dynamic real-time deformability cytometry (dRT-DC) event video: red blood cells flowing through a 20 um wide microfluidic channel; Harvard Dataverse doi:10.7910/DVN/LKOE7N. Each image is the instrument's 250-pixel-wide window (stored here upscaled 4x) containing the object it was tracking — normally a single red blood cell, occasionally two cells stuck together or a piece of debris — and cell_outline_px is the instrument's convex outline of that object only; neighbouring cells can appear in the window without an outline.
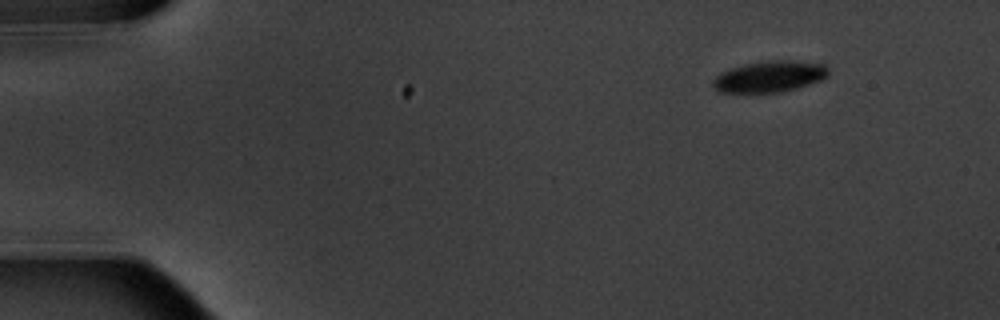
{"species": "common noctule bat (a hibernating species)", "species_latin": "Nyctalus noctula", "temperature_condition": "warm", "stored_images_in_passage": 4, "camera_frame_rate_fps": 3000, "um_per_image_px": 0.085, "animal": {"sex": "male", "body_mass_g": 20.1, "forearm_length_mm": 53.5}, "frame": {"image": 1, "passage_image": 1, "time_ms": 0.0, "image_size_px": [1000, 320], "cell_outline_px": [[828, 76], [820, 80], [796, 88], [780, 92], [716, 92], [712, 84], [712, 80], [720, 72], [744, 64], [768, 60], [788, 60], [824, 64], [828, 68]], "centroid_in_image_um": [65.38, 6.5], "position_along_channel_um": 19.6, "area_um2": 20.92}}
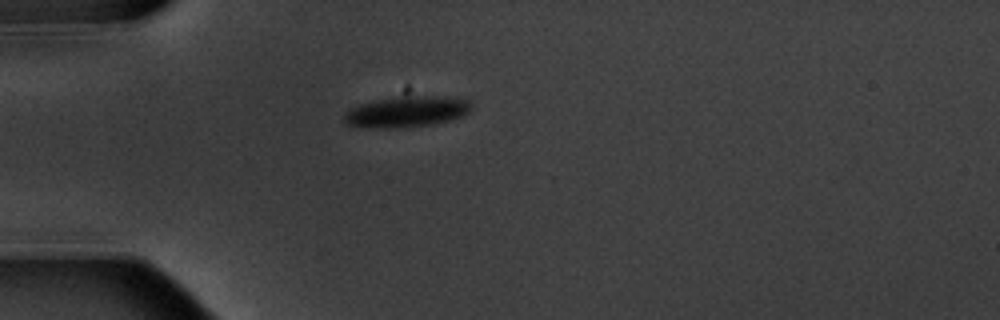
{"frame": {"image": 2, "passage_image": 4, "time_ms": 3.333, "image_size_px": [1000, 320], "cell_outline_px": [[472, 108], [468, 112], [460, 116], [448, 120], [432, 124], [404, 128], [368, 128], [348, 124], [344, 120], [344, 116], [352, 108], [360, 104], [396, 96], [444, 96], [468, 100], [472, 104]], "centroid_in_image_um": [34.58, 9.49], "position_along_channel_um": 50.4, "area_um2": 22.77}}